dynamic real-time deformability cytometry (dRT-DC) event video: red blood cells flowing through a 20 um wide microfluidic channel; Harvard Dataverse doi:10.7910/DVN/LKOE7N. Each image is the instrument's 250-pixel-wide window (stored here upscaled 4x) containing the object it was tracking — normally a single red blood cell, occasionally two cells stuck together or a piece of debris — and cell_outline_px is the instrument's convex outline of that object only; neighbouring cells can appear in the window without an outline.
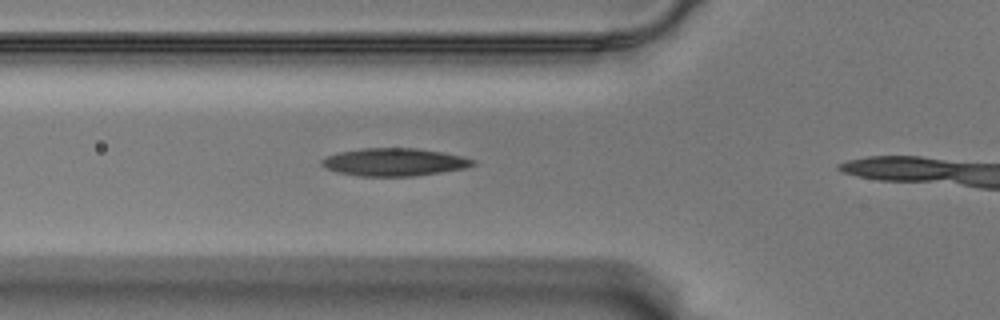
{"species": "Egyptian fruit bat (a non-hibernating species)", "species_latin": "Rousettus aegyptiacus", "temperature_condition": "warm", "stored_images_in_passage": 10, "camera_frame_rate_fps": 3000, "um_per_image_px": 0.085, "animal": {"sex": "male"}, "frame": {"image": 1, "passage_image": 5, "time_ms": 1.333, "image_size_px": [1000, 320], "cell_outline_px": [[476, 164], [464, 168], [440, 172], [412, 176], [360, 176], [336, 172], [324, 168], [320, 164], [320, 160], [328, 156], [340, 152], [360, 148], [416, 148], [440, 152], [460, 156], [476, 160]], "centroid_in_image_um": [33.46, 13.78], "position_along_channel_um": 92.3, "area_um2": 24.33}}
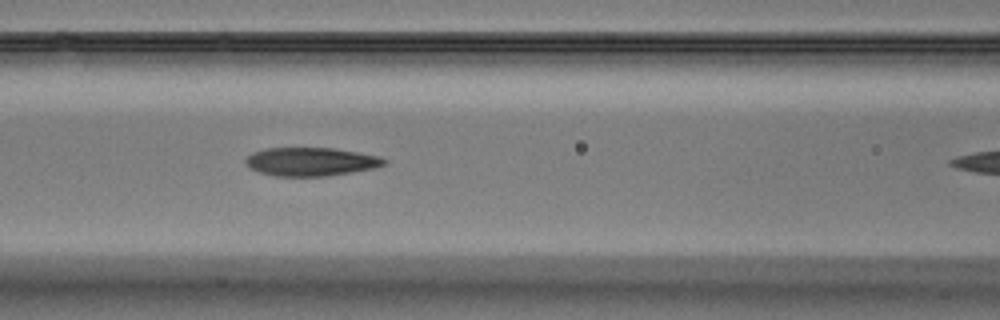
{"frame": {"image": 2, "passage_image": 9, "time_ms": 2.667, "image_size_px": [1000, 320], "cell_outline_px": [[388, 164], [372, 168], [352, 172], [328, 176], [276, 176], [260, 172], [248, 168], [244, 164], [244, 160], [252, 152], [268, 148], [332, 148], [380, 156], [388, 160]], "centroid_in_image_um": [26.41, 13.74], "position_along_channel_um": 140.2, "area_um2": 23.06}}